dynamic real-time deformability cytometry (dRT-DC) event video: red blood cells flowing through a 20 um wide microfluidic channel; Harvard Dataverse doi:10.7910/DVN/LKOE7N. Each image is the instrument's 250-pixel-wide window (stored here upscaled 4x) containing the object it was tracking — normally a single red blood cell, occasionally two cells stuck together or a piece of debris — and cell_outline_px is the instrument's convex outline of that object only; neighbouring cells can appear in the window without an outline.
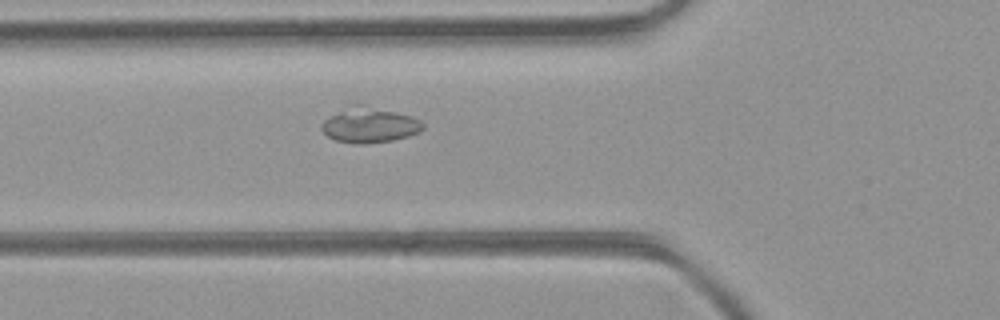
{"species": "common noctule bat (a hibernating species)", "species_latin": "Nyctalus noctula", "temperature_condition": "room temperature", "stored_images_in_passage": 45, "camera_frame_rate_fps": 3000, "um_per_image_px": 0.085, "animal": {"sex": "female", "body_mass_g": 21.9}, "frame": {"image": 1, "passage_image": 15, "time_ms": 4.667, "image_size_px": [1000, 320], "cell_outline_px": [[424, 128], [420, 132], [408, 136], [392, 140], [364, 144], [356, 144], [336, 140], [328, 136], [320, 128], [320, 124], [324, 120], [356, 104], [364, 104], [412, 116], [420, 120], [424, 124]], "centroid_in_image_um": [31.45, 10.64], "position_along_channel_um": 94.4, "area_um2": 20.58}}
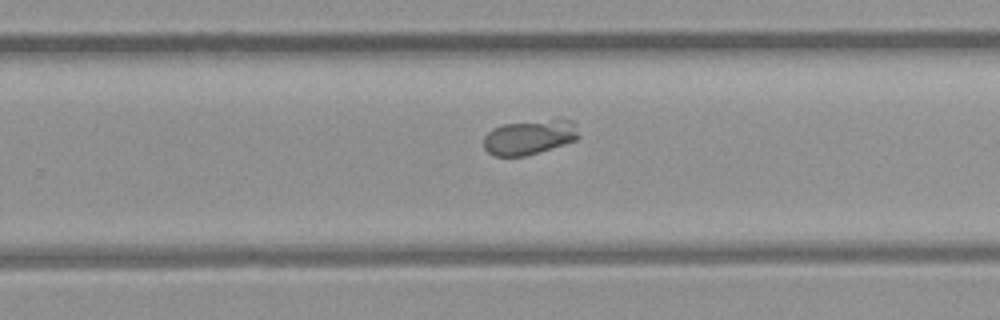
{"frame": {"image": 2, "passage_image": 28, "time_ms": 9.0, "image_size_px": [1000, 320], "cell_outline_px": [[580, 136], [576, 140], [528, 156], [496, 156], [488, 152], [484, 148], [484, 136], [492, 128], [504, 124], [560, 116], [572, 120], [576, 124]], "centroid_in_image_um": [45.07, 11.61], "position_along_channel_um": 284.7, "area_um2": 20.0}}
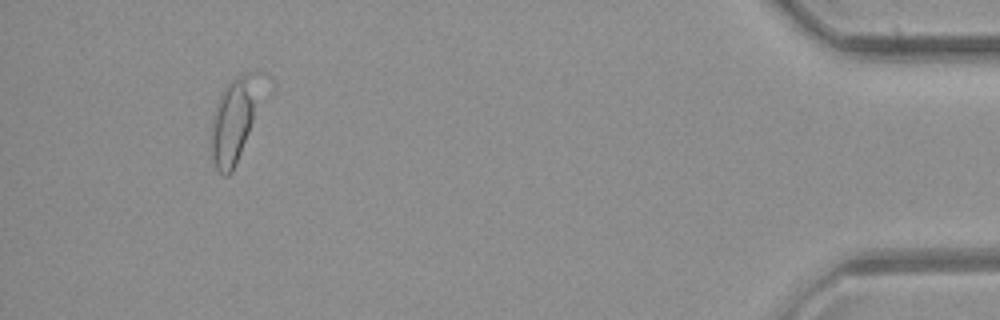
{"frame": {"image": 3, "passage_image": 42, "time_ms": 13.667, "image_size_px": [1000, 320], "cell_outline_px": [[264, 72], [252, 120], [248, 132], [236, 164], [232, 172], [228, 176], [224, 176], [216, 168], [212, 156], [212, 124], [216, 104], [224, 88], [232, 80], [244, 72]], "centroid_in_image_um": [19.89, 10.16], "position_along_channel_um": 415.3, "area_um2": 23.7}}